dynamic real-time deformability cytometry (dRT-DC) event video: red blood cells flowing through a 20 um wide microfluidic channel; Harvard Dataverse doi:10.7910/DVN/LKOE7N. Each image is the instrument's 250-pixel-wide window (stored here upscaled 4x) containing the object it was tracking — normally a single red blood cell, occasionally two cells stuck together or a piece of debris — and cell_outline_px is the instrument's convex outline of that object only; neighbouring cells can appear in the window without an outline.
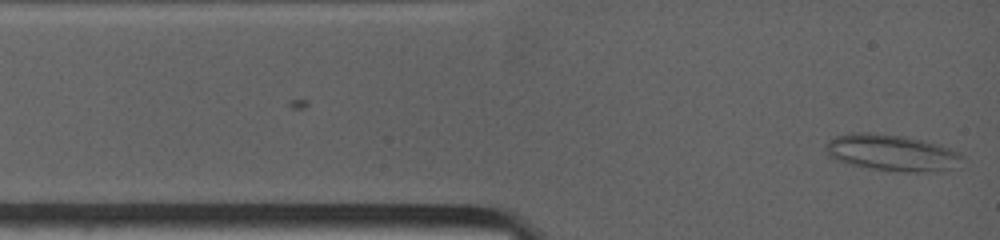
{"species": "common noctule bat (a hibernating species)", "species_latin": "Nyctalus noctula", "temperature_condition": "warm", "stored_images_in_passage": 5, "camera_frame_rate_fps": 4500, "um_per_image_px": 0.085, "animal": {"sex": "female", "body_mass_g": 19.0, "forearm_length_mm": 53.3}, "frame": {"image": 1, "passage_image": 5, "time_ms": 1.778, "image_size_px": [1000, 240], "cell_outline_px": [[964, 156], [948, 168], [928, 172], [904, 172], [868, 168], [848, 164], [836, 160], [828, 156], [824, 148], [824, 144], [828, 140], [836, 136], [848, 132], [868, 132], [904, 136], [924, 140], [960, 152]], "centroid_in_image_um": [75.68, 12.96], "position_along_channel_um": 9.3, "area_um2": 28.9}}